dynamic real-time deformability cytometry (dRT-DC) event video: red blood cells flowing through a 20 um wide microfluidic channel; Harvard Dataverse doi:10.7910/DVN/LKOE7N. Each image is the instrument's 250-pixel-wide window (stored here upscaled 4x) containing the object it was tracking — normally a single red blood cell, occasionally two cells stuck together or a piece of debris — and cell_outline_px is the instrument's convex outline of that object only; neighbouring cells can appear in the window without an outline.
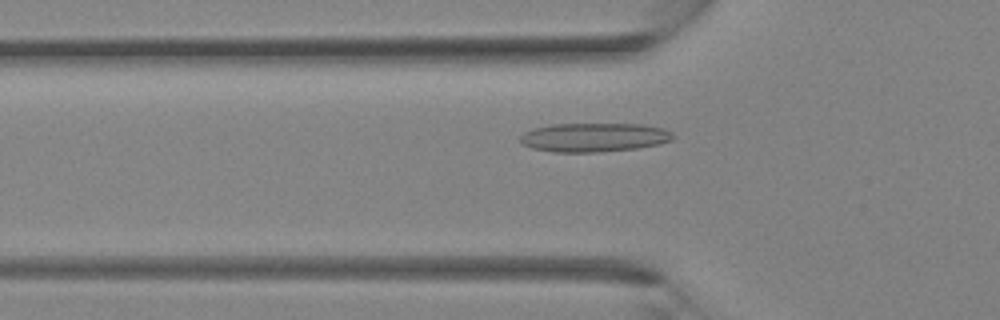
{"species": "Egyptian fruit bat (a non-hibernating species)", "species_latin": "Rousettus aegyptiacus", "temperature_condition": "room temperature", "stored_images_in_passage": 28, "camera_frame_rate_fps": 3000, "um_per_image_px": 0.085, "animal": {"sex": "female"}, "frame": {"image": 1, "passage_image": 5, "time_ms": 1.333, "image_size_px": [1000, 320], "cell_outline_px": [[672, 140], [660, 144], [636, 148], [596, 152], [552, 152], [532, 148], [524, 144], [520, 140], [520, 136], [524, 132], [532, 128], [552, 124], [644, 124], [664, 128], [672, 132]], "centroid_in_image_um": [50.49, 11.67], "position_along_channel_um": 75.3, "area_um2": 25.78}}
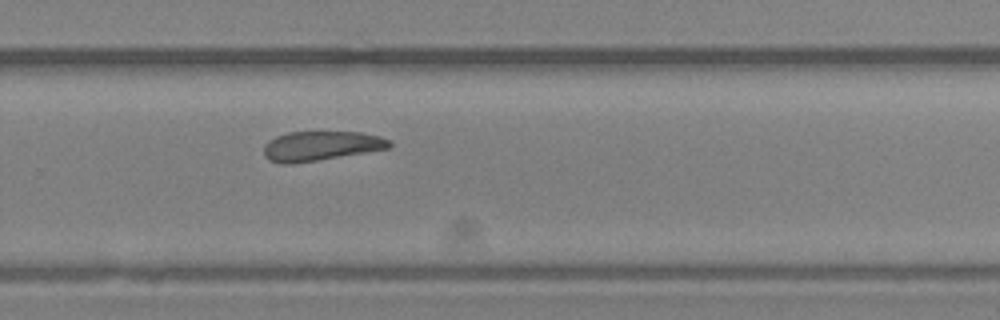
{"frame": {"image": 2, "passage_image": 17, "time_ms": 5.333, "image_size_px": [1000, 320], "cell_outline_px": [[392, 144], [388, 148], [292, 164], [280, 164], [268, 160], [264, 156], [264, 144], [268, 140], [276, 136], [288, 132], [360, 132], [380, 136], [392, 140]], "centroid_in_image_um": [27.23, 12.4], "position_along_channel_um": 302.6, "area_um2": 21.56}}
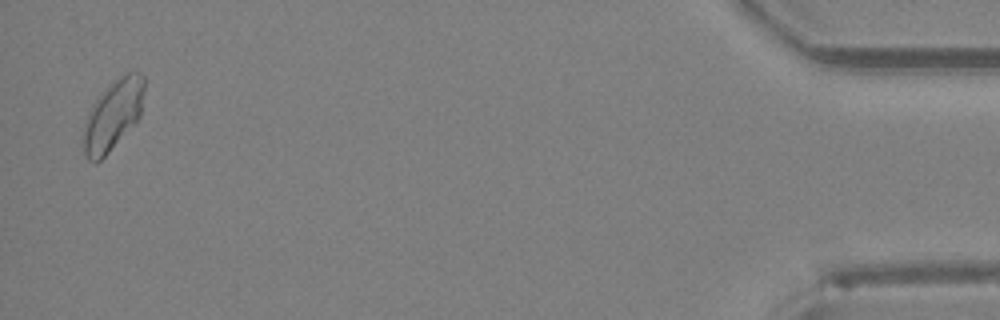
{"frame": {"image": 3, "passage_image": 28, "time_ms": 9.0, "image_size_px": [1000, 320], "cell_outline_px": [[144, 92], [140, 116], [108, 152], [96, 164], [88, 160], [84, 152], [84, 124], [100, 92], [124, 72], [140, 72], [144, 76]], "centroid_in_image_um": [9.62, 9.74], "position_along_channel_um": 425.6, "area_um2": 24.39}}